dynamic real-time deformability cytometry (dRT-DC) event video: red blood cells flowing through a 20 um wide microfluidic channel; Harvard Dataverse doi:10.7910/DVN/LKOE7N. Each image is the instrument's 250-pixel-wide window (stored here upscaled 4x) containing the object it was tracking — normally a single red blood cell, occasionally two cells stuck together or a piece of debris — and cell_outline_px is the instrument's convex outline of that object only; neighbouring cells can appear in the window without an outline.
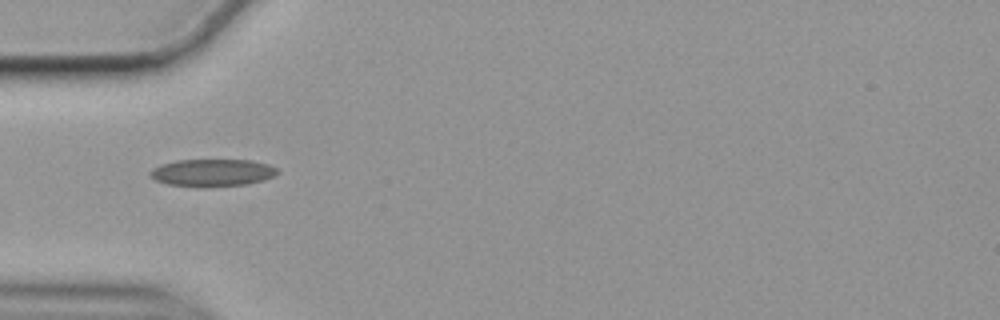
{"species": "common noctule bat (a hibernating species)", "species_latin": "Nyctalus noctula", "temperature_condition": "cold", "stored_images_in_passage": 40, "camera_frame_rate_fps": 3000, "um_per_image_px": 0.085, "animal": {"sex": "female", "body_mass_g": 19.9}, "frame": {"image": 1, "passage_image": 1, "time_ms": 0.0, "image_size_px": [1000, 320], "cell_outline_px": [[280, 172], [276, 176], [264, 180], [248, 184], [204, 188], [200, 188], [168, 184], [156, 180], [148, 176], [148, 172], [152, 168], [160, 164], [176, 160], [252, 160], [268, 164], [276, 168]], "centroid_in_image_um": [18.04, 14.69], "position_along_channel_um": 67.0, "area_um2": 20.81}}
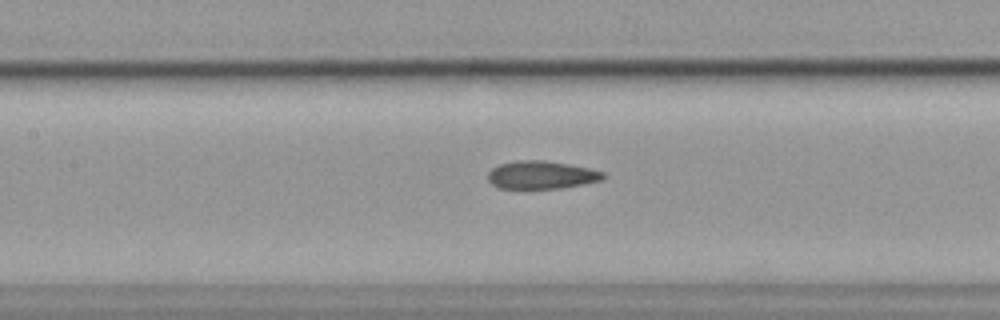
{"frame": {"image": 2, "passage_image": 9, "time_ms": 2.667, "image_size_px": [1000, 320], "cell_outline_px": [[604, 180], [584, 184], [560, 188], [496, 188], [488, 180], [488, 172], [492, 168], [500, 164], [516, 160], [544, 160], [568, 164], [588, 168], [604, 172]], "centroid_in_image_um": [46.01, 14.87], "position_along_channel_um": 161.4, "area_um2": 18.79}}
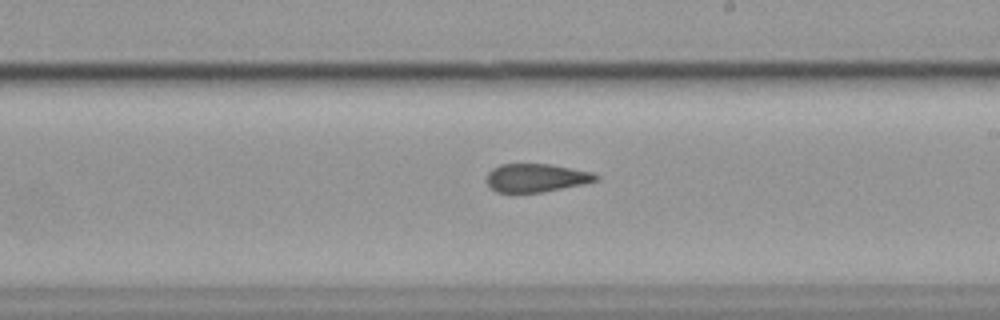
{"frame": {"image": 3, "passage_image": 16, "time_ms": 5.0, "image_size_px": [1000, 320], "cell_outline_px": [[600, 180], [584, 184], [540, 192], [496, 192], [484, 180], [488, 172], [492, 168], [500, 164], [552, 164], [592, 172], [600, 176]], "centroid_in_image_um": [45.58, 15.1], "position_along_channel_um": 243.4, "area_um2": 18.15}, "authors_computed_cell_mechanics": {"area_um2": 18.9584, "velocity_mm_per_s": 3.5361, "shape_relaxation_time_tau1_ms": null, "shape_relaxation_time_tau2_ms": 3.4047, "deformation_change_tau1": null, "deformation_change_tau2": 0.0957}}